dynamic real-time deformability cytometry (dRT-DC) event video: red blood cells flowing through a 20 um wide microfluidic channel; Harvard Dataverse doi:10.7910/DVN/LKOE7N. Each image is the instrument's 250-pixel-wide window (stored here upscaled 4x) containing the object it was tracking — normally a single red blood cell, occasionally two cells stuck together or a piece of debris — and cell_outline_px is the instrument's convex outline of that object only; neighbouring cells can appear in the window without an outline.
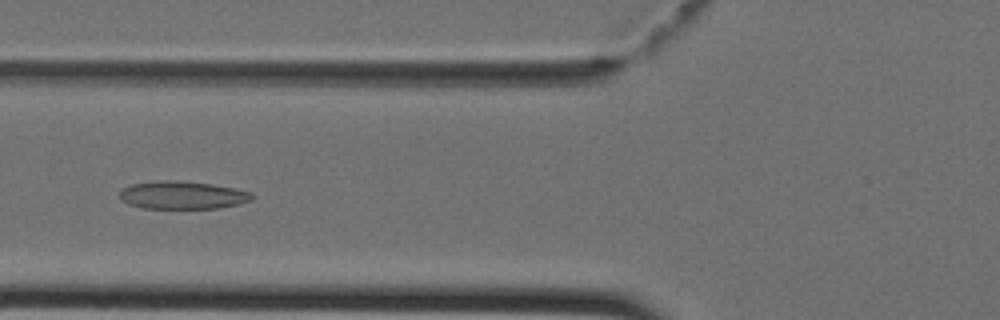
{"species": "Egyptian fruit bat (a non-hibernating species)", "species_latin": "Rousettus aegyptiacus", "temperature_condition": "cold", "stored_images_in_passage": 43, "camera_frame_rate_fps": 3000, "um_per_image_px": 0.085, "animal": {"sex": "female"}, "frame": {"image": 1, "passage_image": 17, "time_ms": 5.333, "image_size_px": [1000, 320], "cell_outline_px": [[256, 196], [252, 200], [240, 204], [220, 208], [140, 208], [128, 204], [120, 196], [120, 188], [132, 184], [152, 180], [176, 180], [212, 184], [236, 188], [252, 192]], "centroid_in_image_um": [15.54, 16.57], "position_along_channel_um": 110.3, "area_um2": 21.85}}
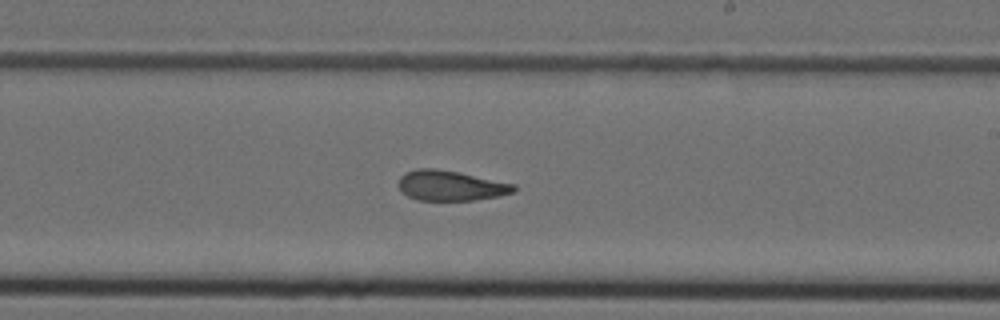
{"frame": {"image": 2, "passage_image": 26, "time_ms": 8.333, "image_size_px": [1000, 320], "cell_outline_px": [[516, 188], [512, 192], [496, 196], [472, 200], [416, 200], [408, 196], [396, 184], [400, 176], [404, 172], [416, 168], [436, 168], [516, 184]], "centroid_in_image_um": [38.23, 15.77], "position_along_channel_um": 250.8, "area_um2": 20.11}}
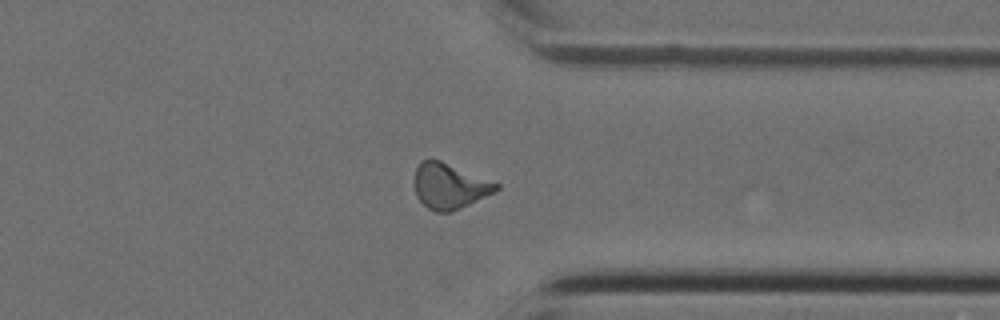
{"frame": {"image": 3, "passage_image": 34, "time_ms": 11.0, "image_size_px": [1000, 320], "cell_outline_px": [[500, 188], [460, 208], [448, 212], [436, 212], [428, 208], [416, 196], [416, 168], [420, 160], [440, 160], [500, 184]], "centroid_in_image_um": [38.19, 15.81], "position_along_channel_um": 373.2, "area_um2": 21.04}}